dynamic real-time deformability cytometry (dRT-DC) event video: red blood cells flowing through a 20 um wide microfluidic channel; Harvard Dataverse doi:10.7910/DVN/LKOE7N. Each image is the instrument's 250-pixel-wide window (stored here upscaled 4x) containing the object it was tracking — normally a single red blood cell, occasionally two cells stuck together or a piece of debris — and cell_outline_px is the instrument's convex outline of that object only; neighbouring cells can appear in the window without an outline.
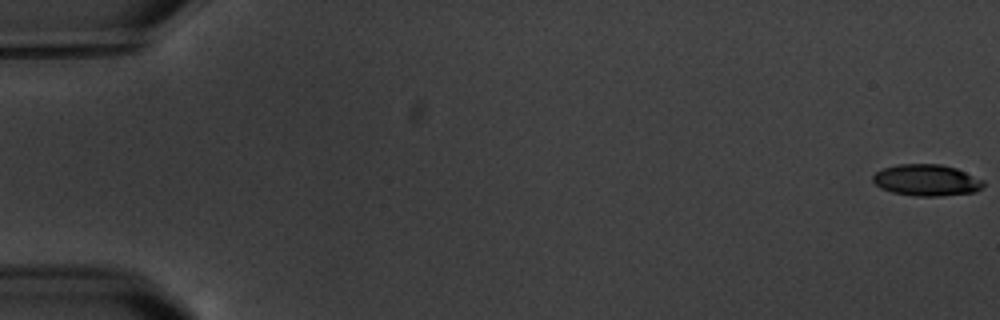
{"species": "common noctule bat (a hibernating species)", "species_latin": "Nyctalus noctula", "temperature_condition": "warm", "stored_images_in_passage": 7, "segment_of_instrument_passage": [1, 2], "camera_frame_rate_fps": 3000, "um_per_image_px": 0.085, "animal": {"sex": "male", "body_mass_g": 20.1, "forearm_length_mm": 53.5}, "frame": {"image": 1, "passage_image": 1, "time_ms": 0.0, "image_size_px": [1000, 320], "cell_outline_px": [[984, 188], [976, 192], [936, 196], [916, 196], [892, 192], [880, 188], [872, 180], [872, 176], [876, 172], [884, 168], [900, 164], [940, 164], [956, 168], [984, 180]], "centroid_in_image_um": [78.78, 15.32], "position_along_channel_um": 6.2, "area_um2": 20.29}}
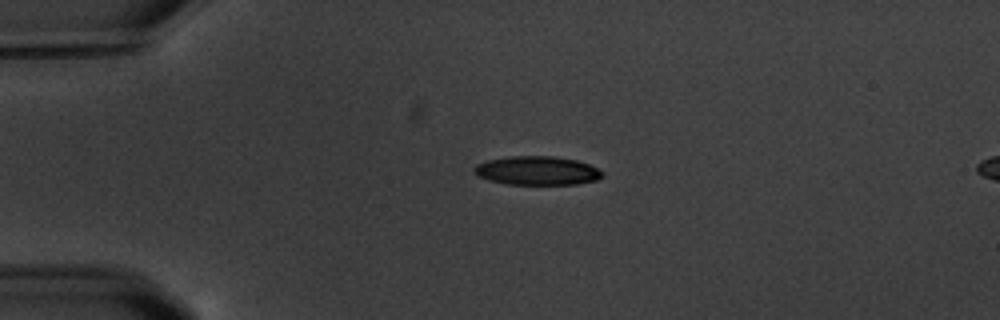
{"frame": {"image": 2, "passage_image": 5, "time_ms": 4.667, "image_size_px": [1000, 320], "cell_outline_px": [[604, 176], [596, 180], [576, 184], [504, 184], [488, 180], [480, 176], [472, 168], [476, 164], [488, 160], [508, 156], [556, 156], [576, 160], [588, 164], [604, 172]], "centroid_in_image_um": [45.66, 14.5], "position_along_channel_um": 39.3, "area_um2": 21.5}}